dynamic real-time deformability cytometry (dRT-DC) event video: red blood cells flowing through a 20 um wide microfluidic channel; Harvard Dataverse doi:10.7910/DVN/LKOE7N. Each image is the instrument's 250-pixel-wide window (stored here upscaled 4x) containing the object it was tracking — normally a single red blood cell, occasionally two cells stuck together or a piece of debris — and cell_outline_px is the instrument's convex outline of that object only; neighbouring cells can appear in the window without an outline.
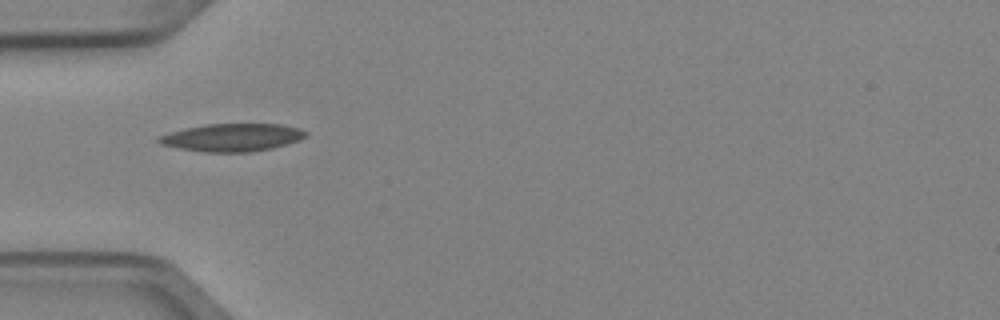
{"species": "Egyptian fruit bat (a non-hibernating species)", "species_latin": "Rousettus aegyptiacus", "temperature_condition": "cold", "stored_images_in_passage": 4, "camera_frame_rate_fps": 3000, "um_per_image_px": 0.085, "animal": {"sex": "female"}, "frame": {"image": 1, "passage_image": 1, "time_ms": 0.0, "image_size_px": [1000, 320], "cell_outline_px": [[308, 136], [300, 140], [272, 148], [252, 152], [204, 152], [180, 148], [160, 144], [156, 140], [160, 136], [184, 128], [204, 124], [280, 124], [300, 128], [308, 132]], "centroid_in_image_um": [19.78, 11.68], "position_along_channel_um": 65.2, "area_um2": 23.81}}
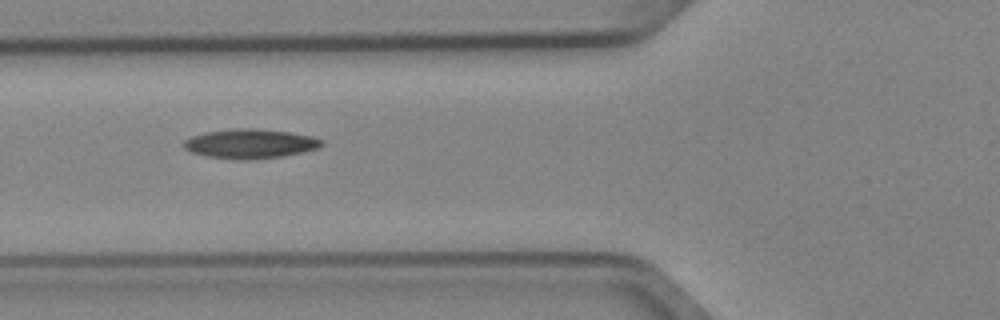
{"frame": {"image": 2, "passage_image": 2, "time_ms": 0.333, "image_size_px": [1000, 320], "cell_outline_px": [[324, 144], [320, 148], [304, 152], [284, 156], [248, 160], [244, 160], [208, 156], [192, 152], [184, 148], [184, 140], [192, 136], [204, 132], [236, 128], [252, 128], [288, 132], [312, 136], [324, 140]], "centroid_in_image_um": [21.31, 12.21], "position_along_channel_um": 104.5, "area_um2": 23.64}}